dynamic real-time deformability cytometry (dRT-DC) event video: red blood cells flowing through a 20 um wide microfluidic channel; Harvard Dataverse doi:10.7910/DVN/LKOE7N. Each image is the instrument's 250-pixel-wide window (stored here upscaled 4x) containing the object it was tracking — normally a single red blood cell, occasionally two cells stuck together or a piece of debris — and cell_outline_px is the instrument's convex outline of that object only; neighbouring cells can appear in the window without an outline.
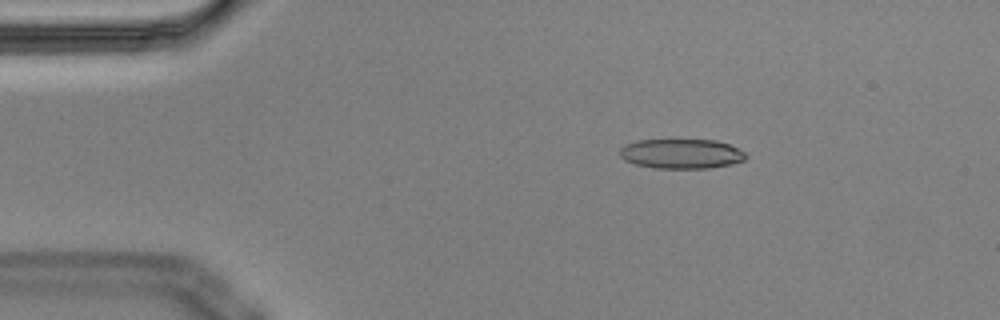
{"species": "Egyptian fruit bat (a non-hibernating species)", "species_latin": "Rousettus aegyptiacus", "temperature_condition": "cold", "stored_images_in_passage": 3, "camera_frame_rate_fps": 3000, "um_per_image_px": 0.085, "animal": {"sex": "male"}, "frame": {"image": 1, "passage_image": 1, "time_ms": 0.0, "image_size_px": [1000, 320], "cell_outline_px": [[748, 156], [744, 160], [732, 164], [712, 168], [656, 168], [636, 164], [624, 160], [620, 156], [620, 148], [636, 140], [716, 140], [728, 144], [744, 152]], "centroid_in_image_um": [57.93, 13.07], "position_along_channel_um": 27.1, "area_um2": 21.73}}
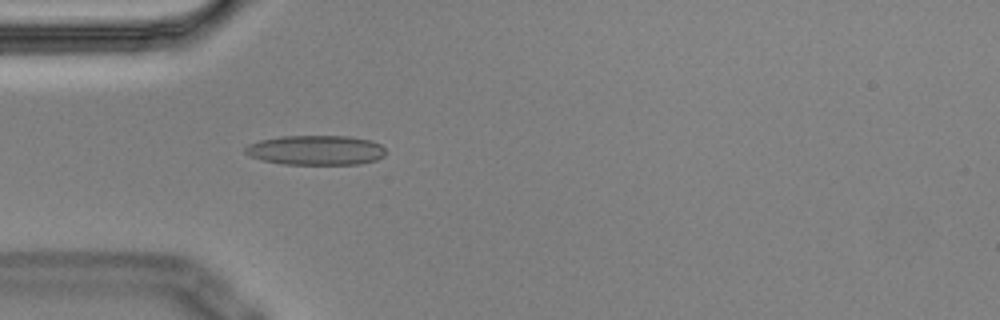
{"frame": {"image": 2, "passage_image": 3, "time_ms": 0.667, "image_size_px": [1000, 320], "cell_outline_px": [[384, 156], [376, 160], [360, 164], [284, 164], [264, 160], [252, 156], [244, 152], [244, 148], [248, 144], [260, 140], [280, 136], [348, 136], [372, 140], [380, 144], [384, 148]], "centroid_in_image_um": [26.87, 12.76], "position_along_channel_um": 58.1, "area_um2": 24.28}}